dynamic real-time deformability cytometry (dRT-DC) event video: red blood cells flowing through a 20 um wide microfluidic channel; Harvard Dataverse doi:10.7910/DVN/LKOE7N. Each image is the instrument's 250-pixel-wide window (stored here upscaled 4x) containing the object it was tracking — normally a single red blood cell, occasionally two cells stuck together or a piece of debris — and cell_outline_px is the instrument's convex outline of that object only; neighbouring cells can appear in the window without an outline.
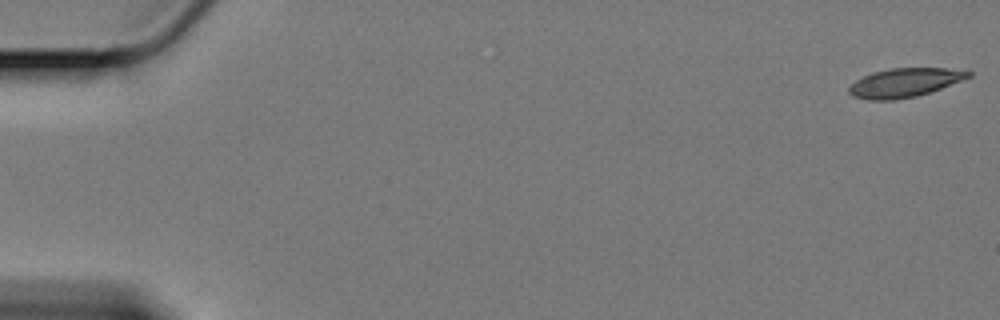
{"species": "Egyptian fruit bat (a non-hibernating species)", "species_latin": "Rousettus aegyptiacus", "temperature_condition": "cold", "stored_images_in_passage": 60, "camera_frame_rate_fps": 3000, "um_per_image_px": 0.085, "animal": {"sex": "female"}, "frame": {"image": 1, "passage_image": 1, "time_ms": 0.0, "image_size_px": [1000, 320], "cell_outline_px": [[972, 76], [940, 88], [916, 96], [896, 100], [868, 100], [852, 96], [848, 92], [848, 88], [856, 80], [872, 72], [888, 68], [944, 68], [972, 72]], "centroid_in_image_um": [76.84, 7.03], "position_along_channel_um": 8.2, "area_um2": 19.94}}
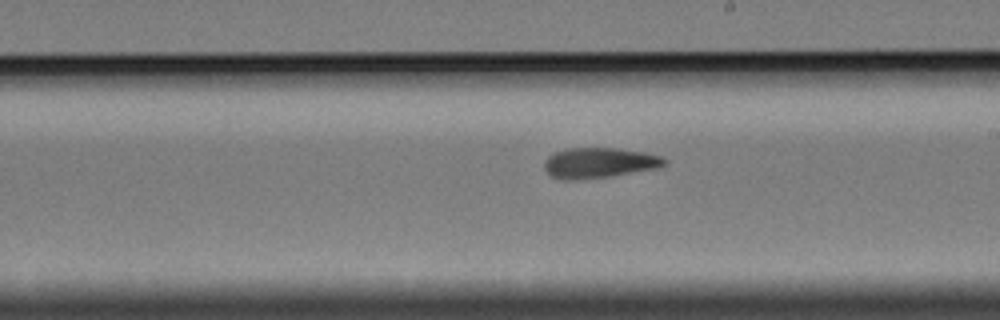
{"frame": {"image": 2, "passage_image": 35, "time_ms": 11.333, "image_size_px": [1000, 320], "cell_outline_px": [[668, 160], [664, 164], [656, 168], [608, 176], [572, 180], [560, 180], [552, 176], [544, 168], [544, 164], [548, 156], [552, 152], [568, 148], [616, 148], [644, 152], [660, 156]], "centroid_in_image_um": [50.88, 13.83], "position_along_channel_um": 238.1, "area_um2": 21.04}}
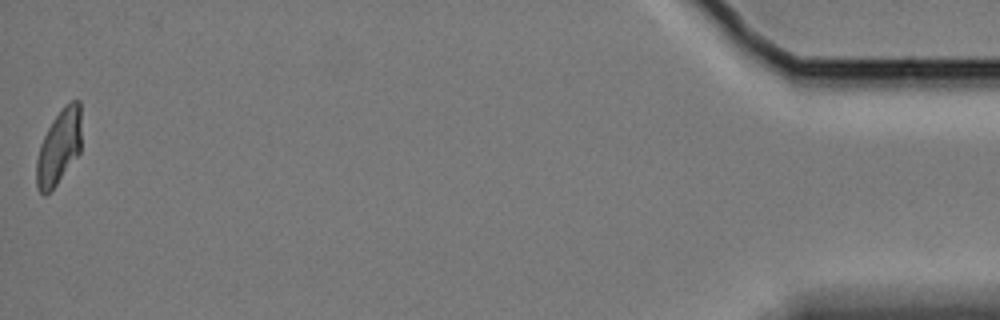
{"frame": {"image": 3, "passage_image": 60, "time_ms": 19.667, "image_size_px": [1000, 320], "cell_outline_px": [[80, 152], [56, 184], [44, 196], [36, 188], [36, 160], [40, 144], [52, 120], [64, 104], [72, 100], [80, 100]], "centroid_in_image_um": [4.99, 12.48], "position_along_channel_um": 430.2, "area_um2": 19.48}, "authors_computed_cell_mechanics": {"area_um2": 20.808, "velocity_mm_per_s": 3.3531, "shape_relaxation_time_tau1_ms": 5.799, "shape_relaxation_time_tau2_ms": 2.1636, "deformation_change_tau1": 0.1745, "deformation_change_tau2": 0.0958}}